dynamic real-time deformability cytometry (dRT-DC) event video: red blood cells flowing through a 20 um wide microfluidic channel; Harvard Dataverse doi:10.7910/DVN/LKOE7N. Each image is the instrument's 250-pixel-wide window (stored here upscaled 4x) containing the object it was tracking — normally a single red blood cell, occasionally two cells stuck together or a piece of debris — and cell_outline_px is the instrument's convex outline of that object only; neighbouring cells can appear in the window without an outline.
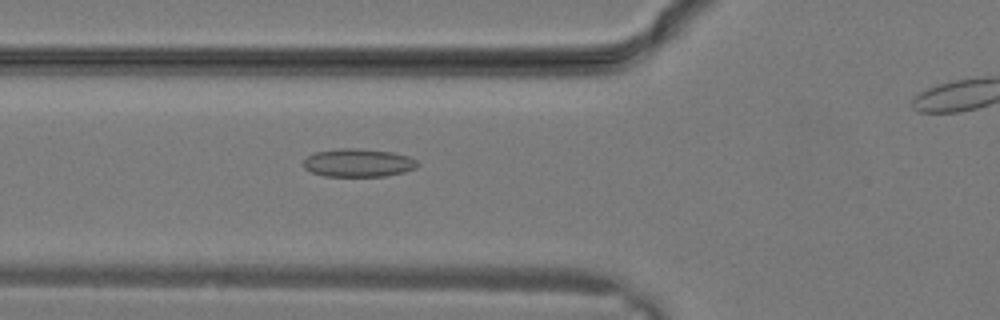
{"species": "common noctule bat (a hibernating species)", "species_latin": "Nyctalus noctula", "temperature_condition": "warm", "stored_images_in_passage": 20, "camera_frame_rate_fps": 3000, "um_per_image_px": 0.085, "animal": {"sex": "male", "body_mass_g": 19.2, "forearm_length_mm": 51.8}, "frame": {"image": 1, "passage_image": 11, "time_ms": 3.333, "image_size_px": [1000, 320], "cell_outline_px": [[420, 164], [416, 168], [404, 172], [384, 176], [324, 176], [312, 172], [304, 168], [304, 160], [308, 156], [316, 152], [340, 148], [356, 148], [392, 152], [408, 156], [416, 160]], "centroid_in_image_um": [30.47, 13.84], "position_along_channel_um": 95.3, "area_um2": 18.67}}
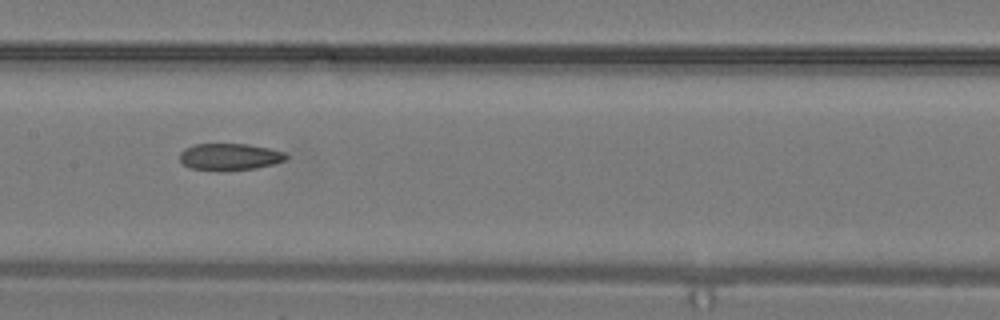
{"frame": {"image": 2, "passage_image": 15, "time_ms": 4.667, "image_size_px": [1000, 320], "cell_outline_px": [[288, 156], [284, 160], [272, 164], [256, 168], [192, 168], [184, 164], [180, 160], [180, 152], [184, 148], [196, 144], [248, 144], [268, 148], [284, 152]], "centroid_in_image_um": [19.53, 13.27], "position_along_channel_um": 187.9, "area_um2": 15.78}}
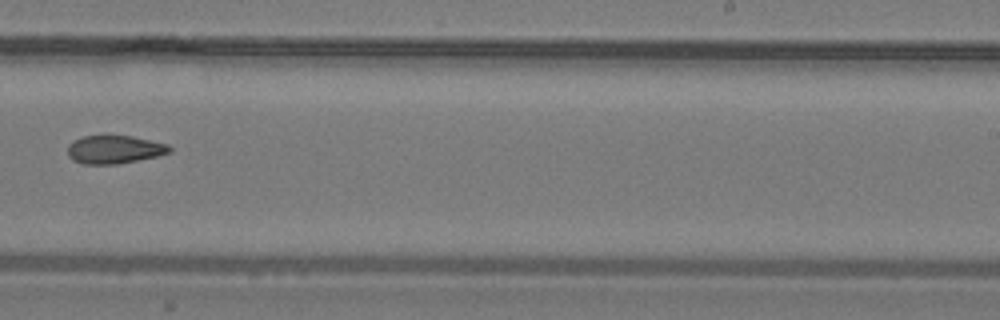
{"frame": {"image": 3, "passage_image": 19, "time_ms": 6.0, "image_size_px": [1000, 320], "cell_outline_px": [[172, 152], [156, 156], [116, 164], [84, 164], [72, 160], [68, 156], [68, 144], [72, 140], [84, 136], [104, 132], [132, 136], [168, 144], [172, 148]], "centroid_in_image_um": [9.68, 12.65], "position_along_channel_um": 279.3, "area_um2": 17.4}}